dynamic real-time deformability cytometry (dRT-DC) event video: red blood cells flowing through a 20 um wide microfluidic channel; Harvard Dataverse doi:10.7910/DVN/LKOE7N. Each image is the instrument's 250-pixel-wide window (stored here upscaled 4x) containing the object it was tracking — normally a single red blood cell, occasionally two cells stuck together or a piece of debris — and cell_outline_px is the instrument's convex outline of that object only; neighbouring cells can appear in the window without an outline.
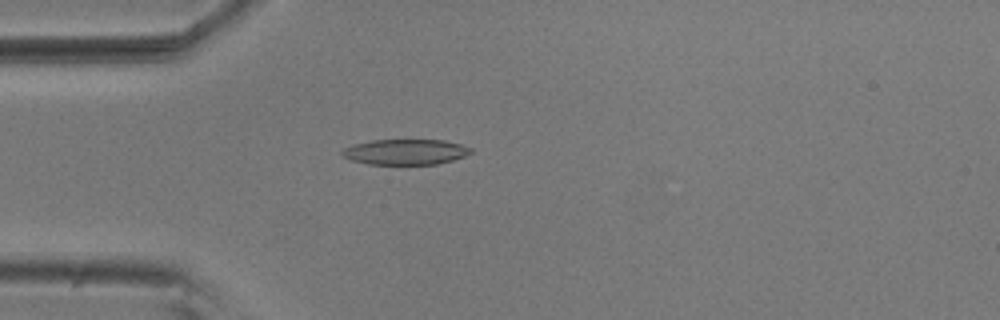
{"species": "common noctule bat (a hibernating species)", "species_latin": "Nyctalus noctula", "temperature_condition": "room temperature", "stored_images_in_passage": 33, "camera_frame_rate_fps": 3000, "um_per_image_px": 0.085, "animal": {"sex": "male", "body_mass_g": 20.5, "forearm_length_mm": 52.5}, "frame": {"image": 1, "passage_image": 8, "time_ms": 2.333, "image_size_px": [1000, 320], "cell_outline_px": [[472, 152], [464, 156], [452, 160], [436, 164], [368, 164], [352, 160], [340, 156], [340, 152], [344, 148], [352, 144], [372, 140], [444, 140], [460, 144], [472, 148]], "centroid_in_image_um": [34.42, 12.91], "position_along_channel_um": 50.6, "area_um2": 19.13}}
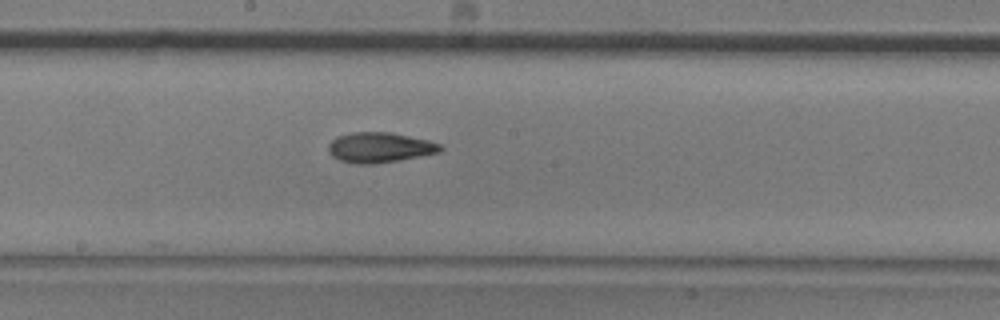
{"frame": {"image": 2, "passage_image": 22, "time_ms": 7.0, "image_size_px": [1000, 320], "cell_outline_px": [[444, 148], [440, 152], [420, 156], [372, 164], [356, 164], [340, 160], [332, 156], [328, 152], [328, 144], [336, 136], [352, 132], [392, 132], [428, 140], [440, 144]], "centroid_in_image_um": [32.25, 12.52], "position_along_channel_um": 215.9, "area_um2": 19.71}}
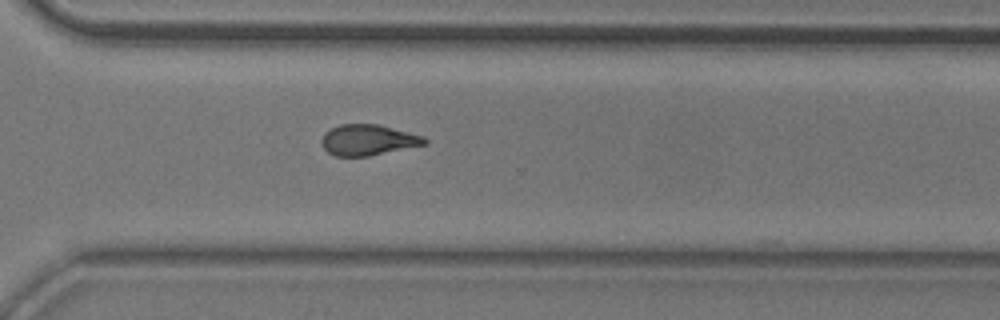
{"frame": {"image": 3, "passage_image": 32, "time_ms": 10.333, "image_size_px": [1000, 320], "cell_outline_px": [[428, 144], [368, 156], [336, 156], [328, 152], [324, 148], [320, 140], [324, 132], [340, 124], [380, 124], [424, 136], [428, 140]], "centroid_in_image_um": [31.3, 11.89], "position_along_channel_um": 339.3, "area_um2": 18.61}}